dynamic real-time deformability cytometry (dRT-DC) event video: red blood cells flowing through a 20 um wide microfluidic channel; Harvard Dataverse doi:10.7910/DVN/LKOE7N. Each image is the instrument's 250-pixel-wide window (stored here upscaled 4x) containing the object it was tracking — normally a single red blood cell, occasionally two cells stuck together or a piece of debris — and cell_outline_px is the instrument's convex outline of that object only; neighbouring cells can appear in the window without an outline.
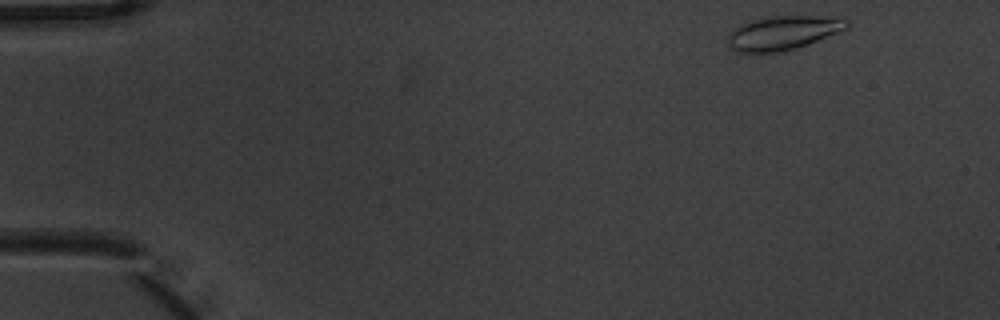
{"species": "common noctule bat (a hibernating species)", "species_latin": "Nyctalus noctula", "temperature_condition": "warm", "stored_images_in_passage": 4, "camera_frame_rate_fps": 3000, "um_per_image_px": 0.085, "animal": {"sex": "male", "body_mass_g": 20.1, "forearm_length_mm": 53.5}, "frame": {"image": 1, "passage_image": 1, "time_ms": 0.0, "image_size_px": [1000, 320], "cell_outline_px": [[852, 24], [848, 28], [796, 48], [780, 52], [736, 52], [728, 48], [728, 36], [732, 28], [740, 24], [768, 16], [844, 16], [852, 20]], "centroid_in_image_um": [66.6, 2.77], "position_along_channel_um": 18.4, "area_um2": 23.93}}